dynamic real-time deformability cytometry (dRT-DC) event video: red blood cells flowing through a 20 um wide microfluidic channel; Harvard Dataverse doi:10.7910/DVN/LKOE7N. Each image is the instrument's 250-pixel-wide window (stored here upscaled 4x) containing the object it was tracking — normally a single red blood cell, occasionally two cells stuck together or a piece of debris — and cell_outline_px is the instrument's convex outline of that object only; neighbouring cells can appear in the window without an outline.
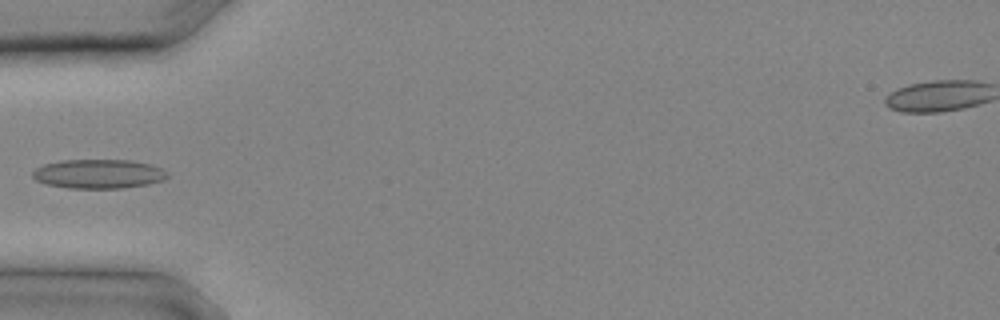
{"species": "common noctule bat (a hibernating species)", "species_latin": "Nyctalus noctula", "temperature_condition": "cold", "stored_images_in_passage": 26, "camera_frame_rate_fps": 3000, "um_per_image_px": 0.085, "animal": {"sex": "male", "body_mass_g": 20.4}, "frame": {"image": 1, "passage_image": 9, "time_ms": 2.667, "image_size_px": [1000, 320], "cell_outline_px": [[168, 176], [164, 180], [148, 184], [120, 188], [68, 188], [48, 184], [36, 180], [32, 176], [32, 172], [36, 168], [44, 164], [60, 160], [132, 160], [152, 164], [168, 172]], "centroid_in_image_um": [8.39, 14.77], "position_along_channel_um": 76.6, "area_um2": 22.95}}
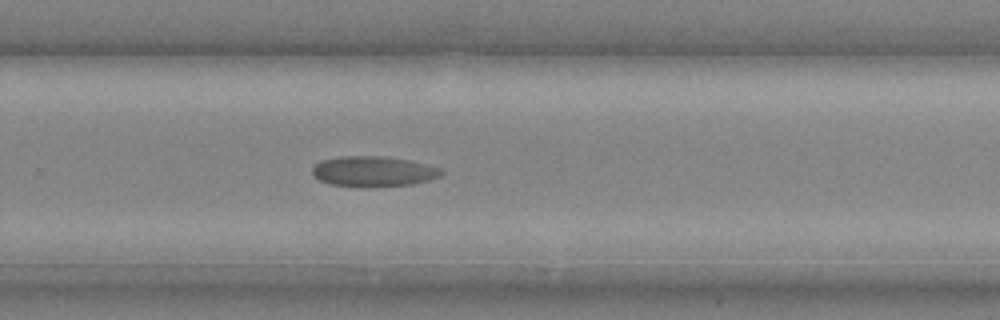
{"frame": {"image": 2, "passage_image": 18, "time_ms": 5.667, "image_size_px": [1000, 320], "cell_outline_px": [[444, 172], [440, 176], [428, 180], [412, 184], [328, 184], [320, 180], [312, 172], [312, 168], [320, 160], [340, 156], [380, 156], [408, 160], [440, 168]], "centroid_in_image_um": [31.72, 14.52], "position_along_channel_um": 298.1, "area_um2": 21.68}}
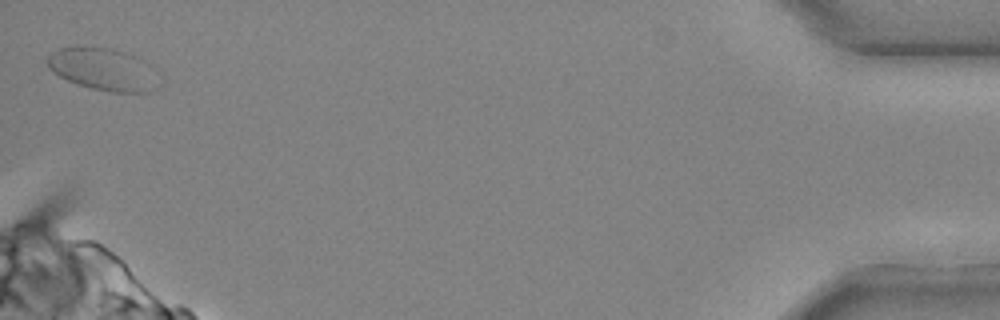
{"frame": {"image": 3, "passage_image": 26, "time_ms": 8.333, "image_size_px": [1000, 320], "cell_outline_px": [[164, 80], [152, 92], [112, 92], [92, 88], [68, 80], [60, 76], [48, 68], [48, 56], [56, 48], [76, 44], [112, 48], [136, 56], [160, 68]], "centroid_in_image_um": [8.91, 5.86], "position_along_channel_um": 426.3, "area_um2": 28.84}}